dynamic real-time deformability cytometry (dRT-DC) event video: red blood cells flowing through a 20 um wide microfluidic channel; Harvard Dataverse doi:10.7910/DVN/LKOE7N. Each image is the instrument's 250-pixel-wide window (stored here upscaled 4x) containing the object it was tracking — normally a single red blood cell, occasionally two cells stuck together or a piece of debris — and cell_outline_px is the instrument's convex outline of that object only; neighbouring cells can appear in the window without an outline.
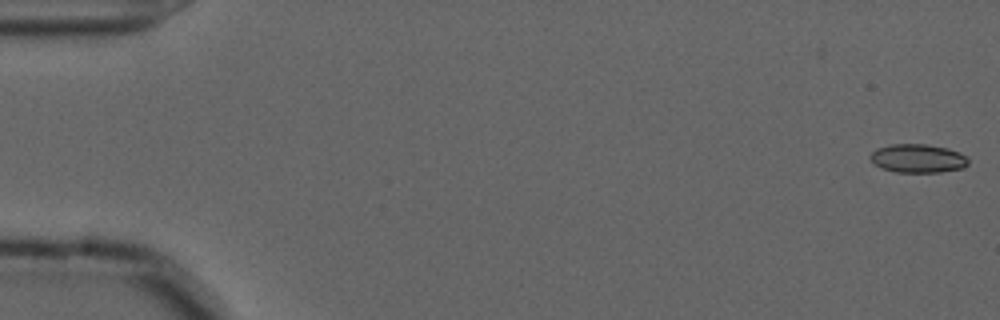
{"species": "common noctule bat (a hibernating species)", "species_latin": "Nyctalus noctula", "temperature_condition": "cold", "stored_images_in_passage": 17, "camera_frame_rate_fps": 3000, "um_per_image_px": 0.085, "animal": {"sex": "male", "forearm_length_mm": 52.5}, "frame": {"image": 1, "passage_image": 1, "time_ms": 0.0, "image_size_px": [1000, 320], "cell_outline_px": [[968, 164], [964, 168], [940, 172], [896, 172], [880, 168], [868, 156], [876, 148], [892, 144], [924, 144], [948, 148], [964, 156], [968, 160]], "centroid_in_image_um": [77.99, 13.47], "position_along_channel_um": 7.0, "area_um2": 16.24}}